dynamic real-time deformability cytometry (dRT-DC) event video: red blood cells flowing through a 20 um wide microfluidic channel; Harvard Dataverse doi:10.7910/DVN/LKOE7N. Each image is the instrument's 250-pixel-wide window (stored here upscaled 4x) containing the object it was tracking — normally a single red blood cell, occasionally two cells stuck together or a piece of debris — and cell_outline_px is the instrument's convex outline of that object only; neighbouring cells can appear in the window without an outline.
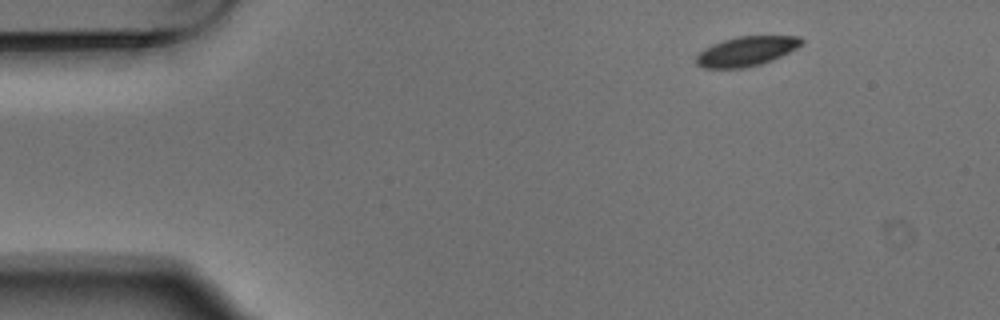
{"species": "Egyptian fruit bat (a non-hibernating species)", "species_latin": "Rousettus aegyptiacus", "temperature_condition": "warm", "stored_images_in_passage": 6, "camera_frame_rate_fps": 3000, "um_per_image_px": 0.085, "animal": {"sex": "male"}, "frame": {"image": 1, "passage_image": 1, "time_ms": 0.0, "image_size_px": [1000, 320], "cell_outline_px": [[804, 44], [772, 60], [760, 64], [744, 68], [704, 68], [696, 64], [696, 56], [704, 48], [712, 44], [736, 36], [800, 36], [804, 40]], "centroid_in_image_um": [63.44, 4.35], "position_along_channel_um": 21.6, "area_um2": 18.15}}
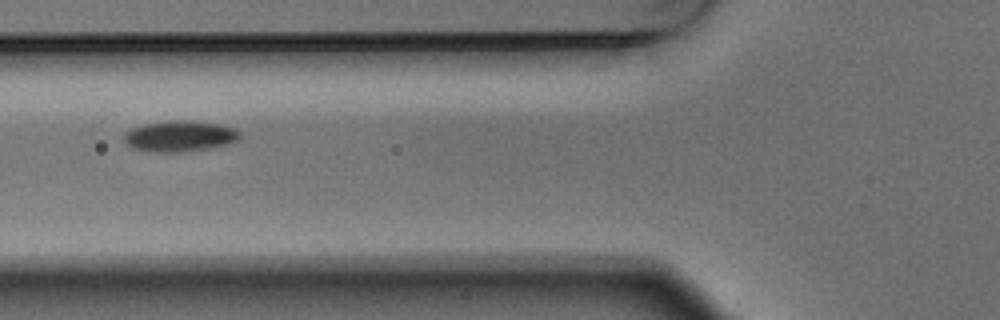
{"frame": {"image": 2, "passage_image": 5, "time_ms": 1.333, "image_size_px": [1000, 320], "cell_outline_px": [[240, 140], [228, 144], [208, 148], [180, 152], [148, 152], [132, 148], [124, 140], [124, 132], [132, 128], [144, 124], [168, 120], [184, 120], [220, 124], [236, 128], [240, 132]], "centroid_in_image_um": [15.28, 11.57], "position_along_channel_um": 110.5, "area_um2": 21.04}}
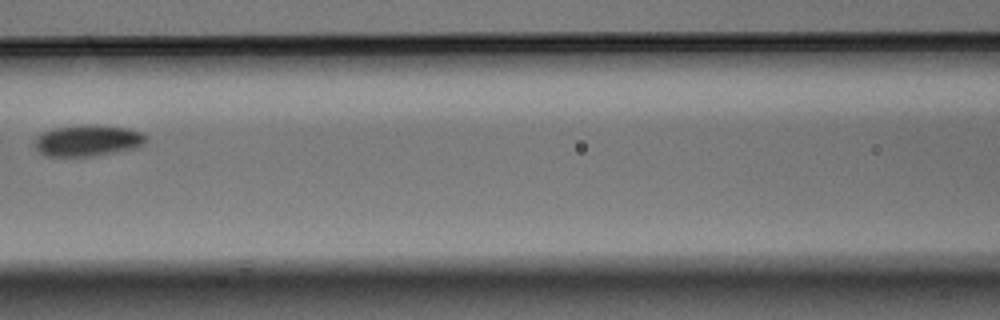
{"frame": {"image": 3, "passage_image": 6, "time_ms": 1.667, "image_size_px": [1000, 320], "cell_outline_px": [[148, 136], [144, 144], [136, 148], [92, 156], [44, 156], [36, 148], [36, 136], [40, 132], [52, 128], [84, 124], [96, 124], [128, 128], [140, 132]], "centroid_in_image_um": [7.45, 11.93], "position_along_channel_um": 159.1, "area_um2": 20.52}}